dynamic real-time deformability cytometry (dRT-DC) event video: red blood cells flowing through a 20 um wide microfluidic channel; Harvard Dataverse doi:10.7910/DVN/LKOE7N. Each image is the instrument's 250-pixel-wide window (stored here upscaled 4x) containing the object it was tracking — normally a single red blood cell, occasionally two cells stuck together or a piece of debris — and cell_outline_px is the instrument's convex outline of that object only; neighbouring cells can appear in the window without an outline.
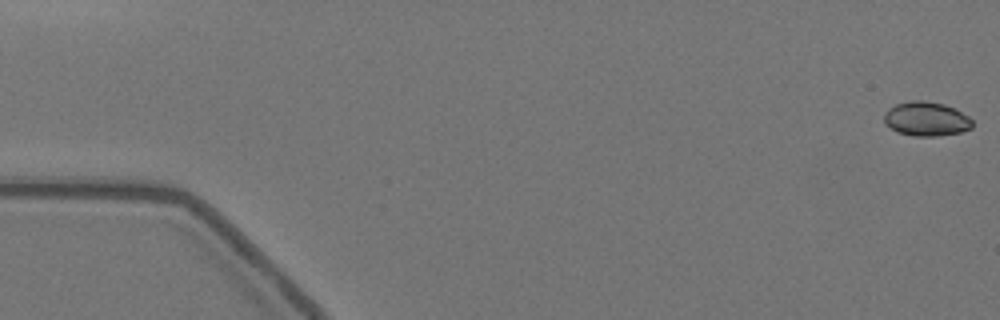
{"species": "Egyptian fruit bat (a non-hibernating species)", "species_latin": "Rousettus aegyptiacus", "temperature_condition": "warm", "stored_images_in_passage": 58, "camera_frame_rate_fps": 3000, "um_per_image_px": 0.085, "animal": {"sex": "female"}, "frame": {"image": 1, "passage_image": 1, "time_ms": 0.0, "image_size_px": [1000, 320], "cell_outline_px": [[972, 128], [960, 132], [936, 136], [912, 136], [896, 132], [884, 124], [884, 112], [888, 108], [896, 104], [912, 100], [924, 100], [944, 104], [968, 116], [972, 120]], "centroid_in_image_um": [78.68, 10.11], "position_along_channel_um": 6.3, "area_um2": 17.69}}
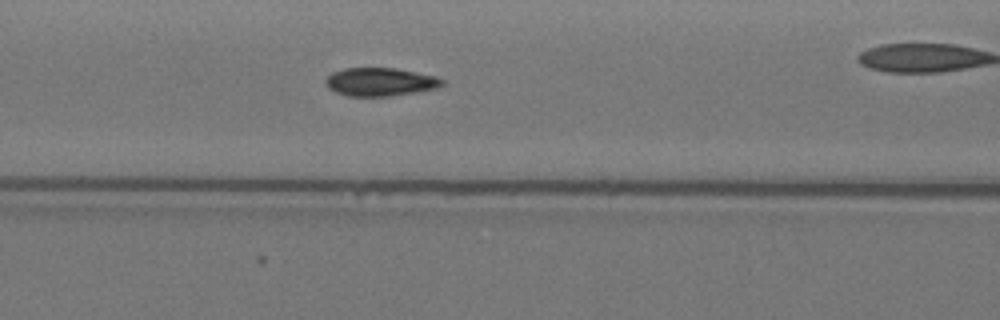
{"frame": {"image": 2, "passage_image": 24, "time_ms": 7.667, "image_size_px": [1000, 320], "cell_outline_px": [[444, 84], [436, 88], [388, 96], [348, 96], [336, 92], [328, 88], [324, 80], [332, 72], [344, 68], [396, 68], [436, 76], [444, 80]], "centroid_in_image_um": [32.29, 6.95], "position_along_channel_um": 134.3, "area_um2": 19.07}}
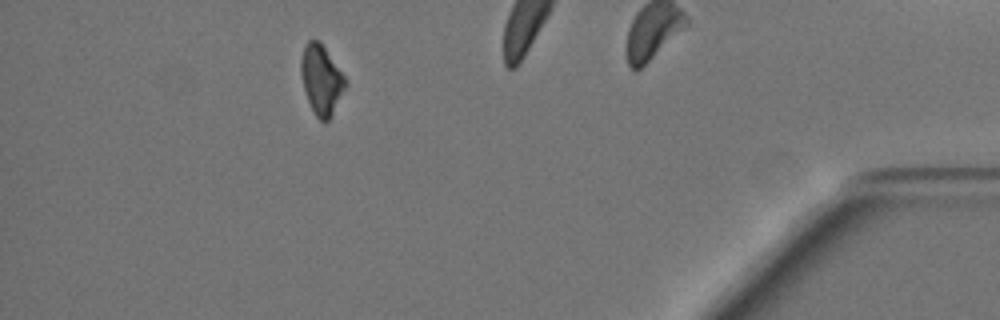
{"frame": {"image": 3, "passage_image": 52, "time_ms": 17.0, "image_size_px": [1000, 320], "cell_outline_px": [[348, 84], [328, 120], [320, 120], [316, 116], [308, 100], [304, 88], [300, 72], [300, 60], [304, 48], [308, 40], [316, 40], [324, 48], [344, 76]], "centroid_in_image_um": [27.3, 6.78], "position_along_channel_um": 407.9, "area_um2": 17.4}, "authors_computed_cell_mechanics": {"area_um2": 19.0162, "velocity_mm_per_s": 3.5252, "shape_relaxation_time_tau1_ms": 3.9093, "shape_relaxation_time_tau2_ms": 1.0688, "deformation_change_tau1": 0.1392, "deformation_change_tau2": 0.0477}}